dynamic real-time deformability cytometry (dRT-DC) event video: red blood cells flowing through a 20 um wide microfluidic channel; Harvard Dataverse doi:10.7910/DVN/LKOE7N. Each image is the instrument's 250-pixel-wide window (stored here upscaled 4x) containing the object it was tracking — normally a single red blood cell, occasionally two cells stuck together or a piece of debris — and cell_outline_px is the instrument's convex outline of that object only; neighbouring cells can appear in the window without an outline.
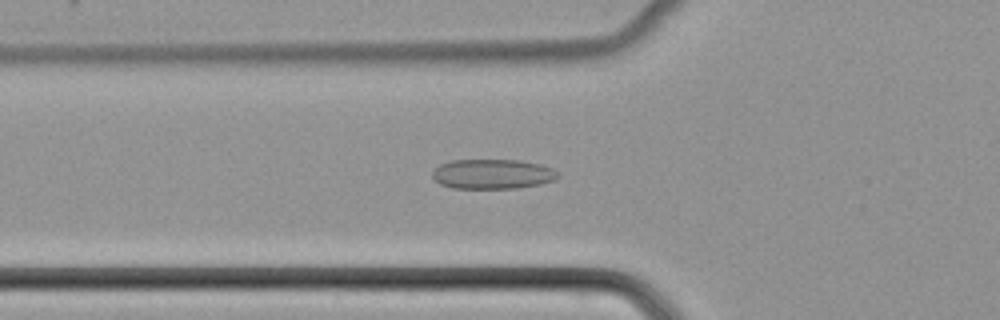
{"species": "common noctule bat (a hibernating species)", "species_latin": "Nyctalus noctula", "temperature_condition": "cold", "stored_images_in_passage": 47, "camera_frame_rate_fps": 3000, "um_per_image_px": 0.085, "animal": {"sex": "female", "body_mass_g": 22.7, "forearm_length_mm": 54.2}, "frame": {"image": 1, "passage_image": 14, "time_ms": 4.333, "image_size_px": [1000, 320], "cell_outline_px": [[560, 176], [556, 180], [540, 184], [516, 188], [452, 188], [440, 184], [432, 176], [432, 172], [440, 164], [452, 160], [520, 160], [540, 164], [552, 168]], "centroid_in_image_um": [41.88, 14.79], "position_along_channel_um": 83.9, "area_um2": 21.79}}
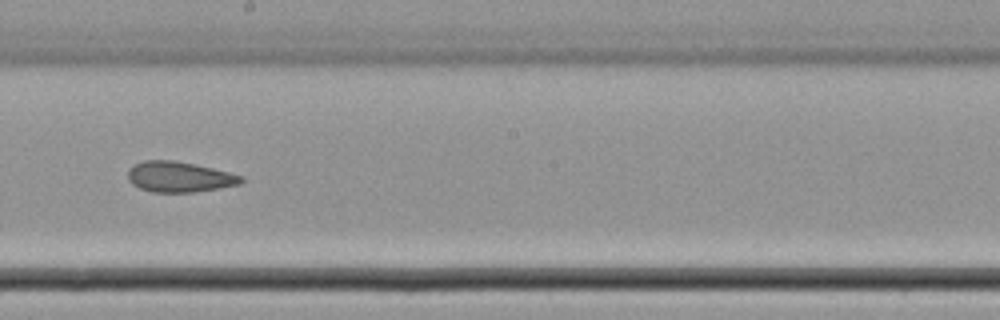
{"frame": {"image": 2, "passage_image": 25, "time_ms": 8.0, "image_size_px": [1000, 320], "cell_outline_px": [[244, 180], [240, 184], [220, 188], [192, 192], [152, 192], [140, 188], [132, 184], [128, 180], [128, 168], [132, 164], [144, 160], [172, 160], [196, 164], [244, 176]], "centroid_in_image_um": [15.22, 15.02], "position_along_channel_um": 233.0, "area_um2": 20.29}}
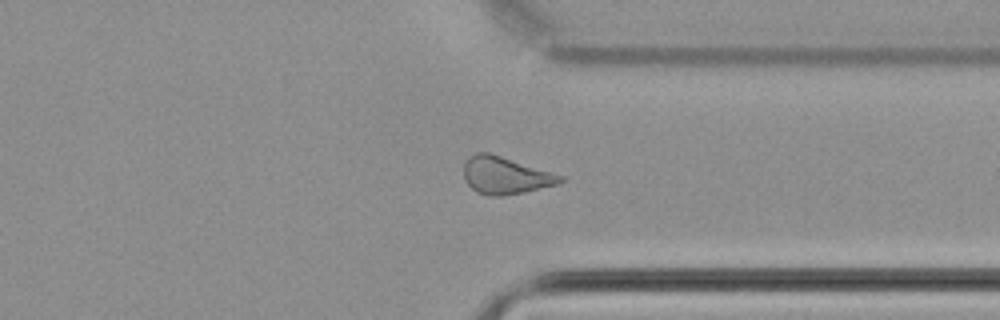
{"frame": {"image": 3, "passage_image": 35, "time_ms": 11.333, "image_size_px": [1000, 320], "cell_outline_px": [[564, 180], [556, 184], [524, 192], [504, 196], [488, 196], [476, 192], [464, 180], [464, 160], [468, 156], [476, 152], [488, 152], [564, 176]], "centroid_in_image_um": [42.9, 14.91], "position_along_channel_um": 368.5, "area_um2": 20.92}}